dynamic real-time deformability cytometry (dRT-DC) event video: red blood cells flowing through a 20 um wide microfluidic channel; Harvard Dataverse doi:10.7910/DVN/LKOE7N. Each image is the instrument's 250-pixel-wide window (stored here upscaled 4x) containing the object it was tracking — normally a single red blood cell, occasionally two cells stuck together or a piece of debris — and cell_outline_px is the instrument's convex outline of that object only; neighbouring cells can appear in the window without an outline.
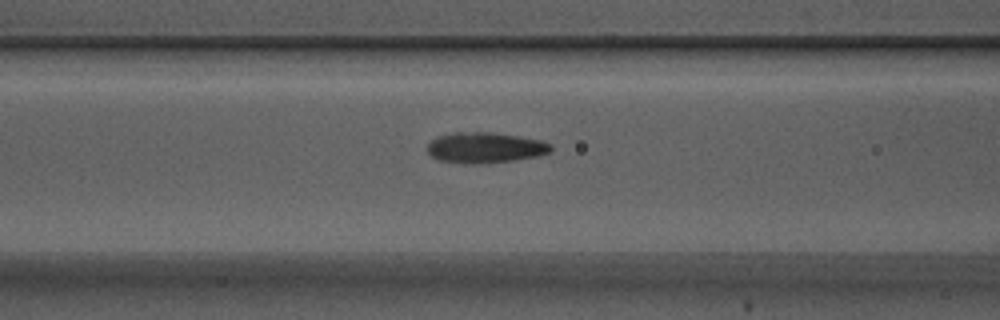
{"species": "Egyptian fruit bat (a non-hibernating species)", "species_latin": "Rousettus aegyptiacus", "temperature_condition": "warm", "stored_images_in_passage": 37, "camera_frame_rate_fps": 3000, "um_per_image_px": 0.085, "animal": {"sex": "male"}, "frame": {"image": 1, "passage_image": 7, "time_ms": 2.0, "image_size_px": [1000, 320], "cell_outline_px": [[552, 148], [548, 152], [536, 156], [512, 160], [440, 160], [432, 156], [428, 152], [428, 144], [432, 140], [440, 136], [456, 132], [492, 132], [540, 140], [552, 144]], "centroid_in_image_um": [41.27, 12.48], "position_along_channel_um": 125.3, "area_um2": 20.52}}
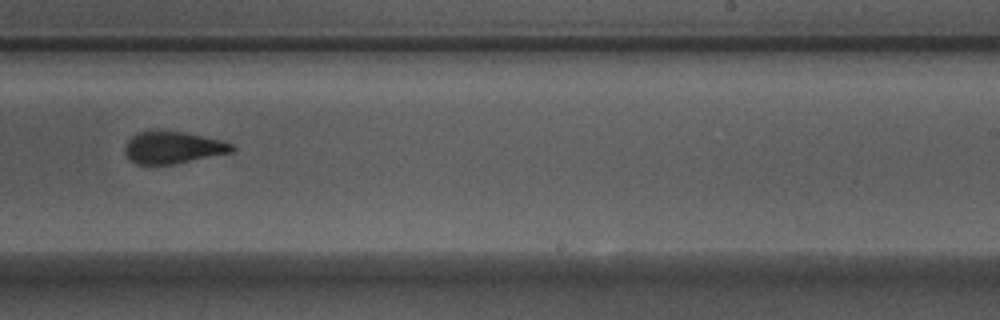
{"frame": {"image": 2, "passage_image": 19, "time_ms": 6.0, "image_size_px": [1000, 320], "cell_outline_px": [[236, 148], [232, 152], [172, 164], [136, 164], [124, 152], [124, 148], [128, 140], [132, 136], [140, 132], [184, 132], [220, 140], [232, 144]], "centroid_in_image_um": [14.7, 12.55], "position_along_channel_um": 274.3, "area_um2": 19.42}}
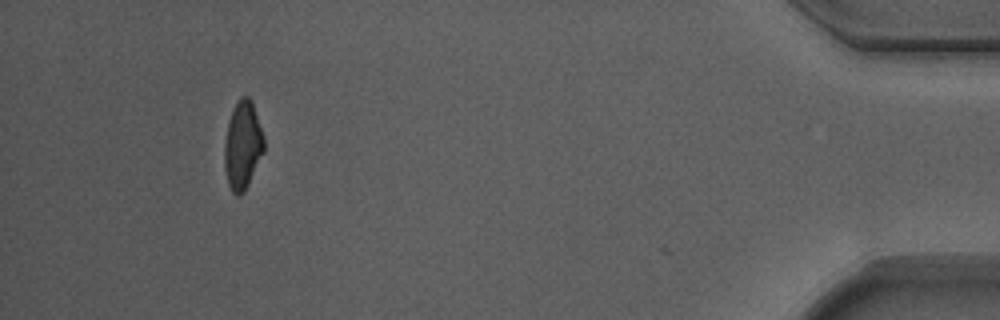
{"frame": {"image": 3, "passage_image": 36, "time_ms": 11.667, "image_size_px": [1000, 320], "cell_outline_px": [[264, 152], [244, 192], [240, 196], [236, 196], [232, 192], [228, 184], [224, 168], [224, 144], [228, 124], [232, 112], [240, 96], [248, 96], [252, 100], [264, 136]], "centroid_in_image_um": [20.63, 12.37], "position_along_channel_um": 414.6, "area_um2": 20.35}, "authors_computed_cell_mechanics": {"area_um2": 20.519, "velocity_mm_per_s": 3.7383, "shape_relaxation_time_tau1_ms": 4.1234, "shape_relaxation_time_tau2_ms": 1.955, "deformation_change_tau1": 0.1818, "deformation_change_tau2": 0.099}}